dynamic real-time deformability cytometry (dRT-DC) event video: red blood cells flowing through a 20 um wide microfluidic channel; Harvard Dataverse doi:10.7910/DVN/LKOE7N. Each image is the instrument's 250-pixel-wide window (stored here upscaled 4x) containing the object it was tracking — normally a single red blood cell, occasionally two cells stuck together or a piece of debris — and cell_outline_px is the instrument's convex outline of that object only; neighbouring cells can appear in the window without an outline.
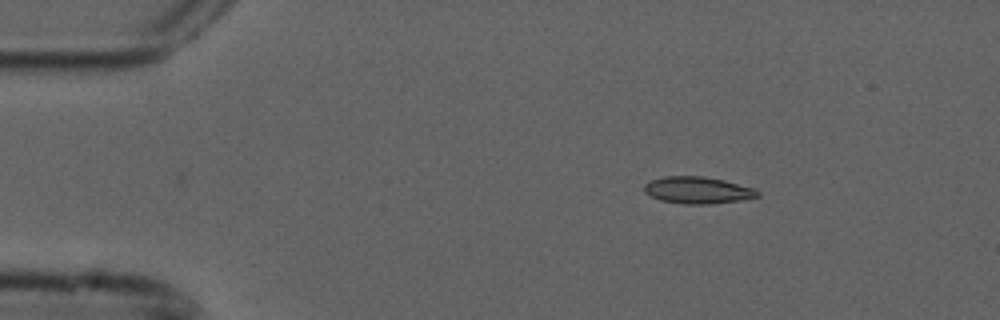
{"species": "common noctule bat (a hibernating species)", "species_latin": "Nyctalus noctula", "temperature_condition": "cold", "stored_images_in_passage": 8, "camera_frame_rate_fps": 3000, "um_per_image_px": 0.085, "animal": {"sex": "male", "forearm_length_mm": 52.5}, "frame": {"image": 1, "passage_image": 2, "time_ms": 0.333, "image_size_px": [1000, 320], "cell_outline_px": [[760, 196], [740, 200], [712, 204], [684, 204], [660, 200], [644, 192], [644, 184], [652, 180], [664, 176], [704, 176], [724, 180], [756, 188], [760, 192]], "centroid_in_image_um": [59.33, 16.16], "position_along_channel_um": 25.7, "area_um2": 17.86}}